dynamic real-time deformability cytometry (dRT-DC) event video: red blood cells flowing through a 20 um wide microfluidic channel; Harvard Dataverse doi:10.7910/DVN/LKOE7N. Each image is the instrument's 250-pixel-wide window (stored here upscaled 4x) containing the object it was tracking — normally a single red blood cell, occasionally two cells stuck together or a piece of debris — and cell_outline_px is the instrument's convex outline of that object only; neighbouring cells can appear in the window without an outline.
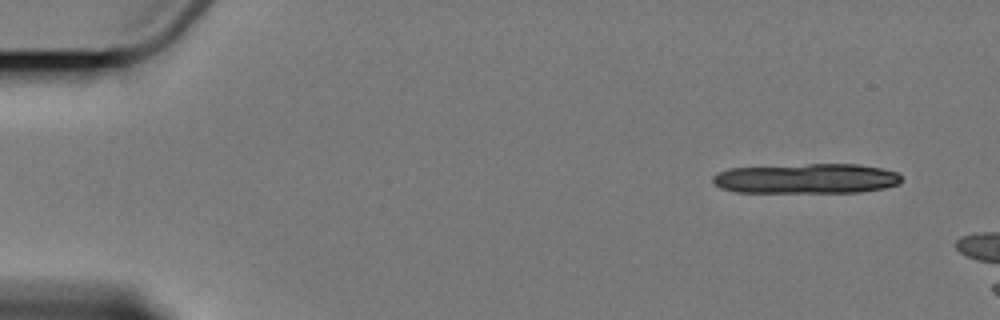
{"species": "Egyptian fruit bat (a non-hibernating species)", "species_latin": "Rousettus aegyptiacus", "temperature_condition": "cold", "stored_images_in_passage": 4, "camera_frame_rate_fps": 3000, "um_per_image_px": 0.085, "animal": {"sex": "female"}, "frame": {"image": 1, "passage_image": 1, "time_ms": 0.0, "image_size_px": [1000, 320], "cell_outline_px": [[900, 184], [884, 188], [860, 192], [736, 192], [720, 188], [712, 180], [712, 176], [716, 172], [728, 168], [808, 164], [856, 164], [880, 168], [896, 172], [900, 176]], "centroid_in_image_um": [68.51, 15.18], "position_along_channel_um": 16.5, "area_um2": 33.0}}